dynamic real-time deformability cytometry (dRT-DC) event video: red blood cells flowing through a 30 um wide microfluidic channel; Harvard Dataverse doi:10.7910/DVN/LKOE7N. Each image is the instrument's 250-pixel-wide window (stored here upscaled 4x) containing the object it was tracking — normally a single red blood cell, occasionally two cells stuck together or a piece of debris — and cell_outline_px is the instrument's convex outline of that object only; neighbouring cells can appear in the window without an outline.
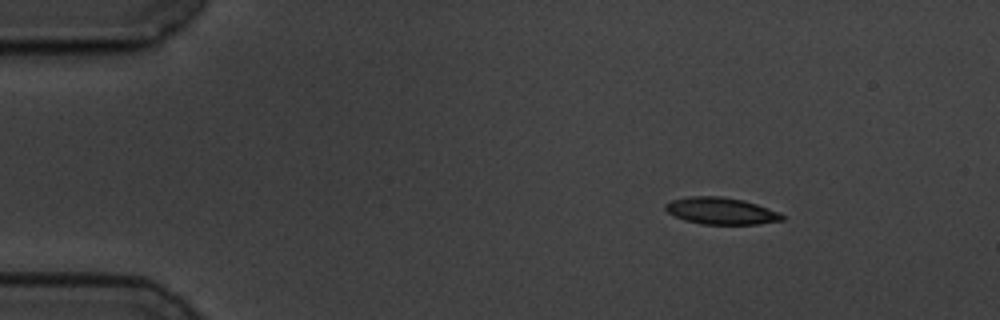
{"species": "common noctule bat (a hibernating species)", "species_latin": "Nyctalus noctula", "temperature_condition": "cold", "stored_images_in_passage": 57, "camera_frame_rate_fps": 3000, "um_per_image_px": 0.085, "animal": {"sex": "male", "body_mass_g": 19.5, "forearm_length_mm": 54.6}, "frame": {"image": 1, "passage_image": 8, "time_ms": 2.333, "image_size_px": [1000, 320], "cell_outline_px": [[784, 220], [756, 224], [700, 224], [684, 220], [668, 212], [664, 208], [664, 204], [672, 200], [688, 196], [720, 196], [744, 200], [780, 212], [784, 216]], "centroid_in_image_um": [61.28, 17.92], "position_along_channel_um": 23.7, "area_um2": 18.26}}
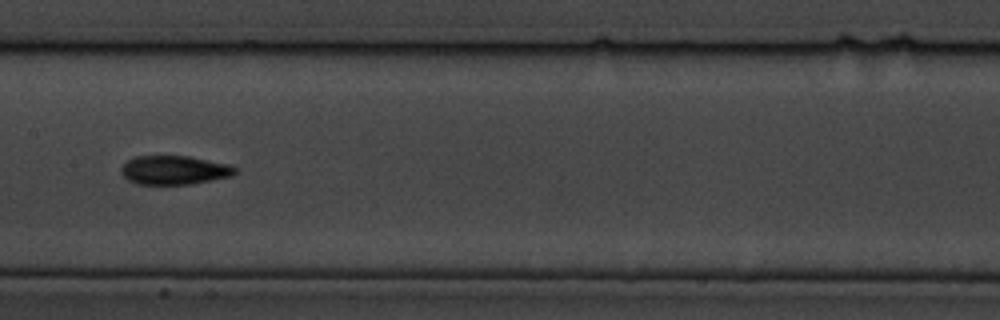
{"frame": {"image": 2, "passage_image": 29, "time_ms": 9.333, "image_size_px": [1000, 320], "cell_outline_px": [[236, 172], [232, 176], [212, 180], [188, 184], [136, 184], [128, 180], [120, 172], [120, 168], [128, 160], [136, 156], [188, 156], [228, 164], [236, 168]], "centroid_in_image_um": [14.79, 14.46], "position_along_channel_um": 192.6, "area_um2": 19.07}}
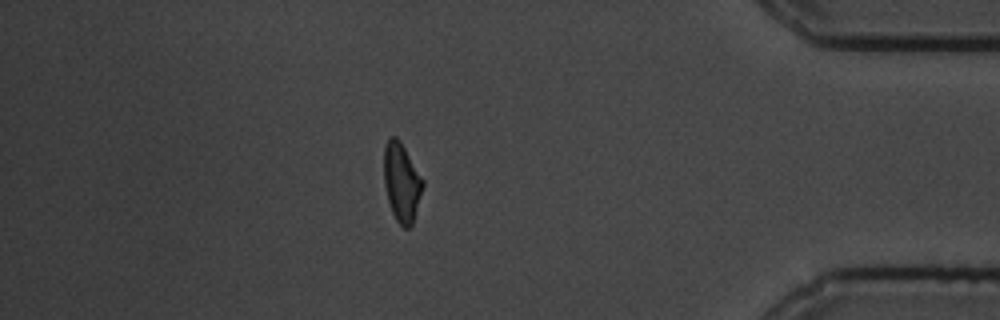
{"frame": {"image": 3, "passage_image": 50, "time_ms": 16.333, "image_size_px": [1000, 320], "cell_outline_px": [[424, 184], [412, 224], [408, 228], [404, 228], [396, 220], [392, 212], [388, 200], [384, 184], [384, 144], [392, 136], [396, 136], [400, 140], [424, 180]], "centroid_in_image_um": [34.13, 15.47], "position_along_channel_um": 401.1, "area_um2": 17.74}, "authors_computed_cell_mechanics": {"area_um2": 18.3226, "velocity_mm_per_s": 3.4933, "shape_relaxation_time_tau1_ms": 3.7486, "shape_relaxation_time_tau2_ms": 5.0312, "deformation_change_tau1": 0.1491, "deformation_change_tau2": 0.0858}}